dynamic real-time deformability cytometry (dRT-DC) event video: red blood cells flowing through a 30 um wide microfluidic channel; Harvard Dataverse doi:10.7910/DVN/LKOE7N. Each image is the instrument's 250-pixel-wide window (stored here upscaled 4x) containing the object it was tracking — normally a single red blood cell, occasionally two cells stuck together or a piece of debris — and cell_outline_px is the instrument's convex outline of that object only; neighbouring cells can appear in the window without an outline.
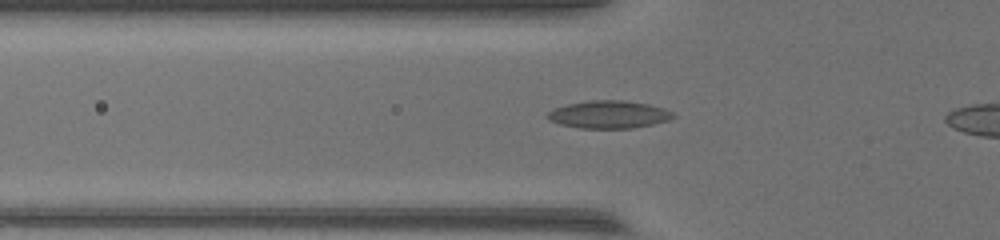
{"species": "common noctule bat (a hibernating species)", "species_latin": "Nyctalus noctula", "temperature_condition": "warm", "stored_images_in_passage": 12, "camera_frame_rate_fps": 3000, "um_per_image_px": 0.085, "animal": {"sex": "female", "body_mass_g": 17.0, "forearm_length_mm": 48.0}, "frame": {"image": 1, "passage_image": 10, "time_ms": 3.0, "image_size_px": [1000, 240], "cell_outline_px": [[676, 116], [668, 120], [652, 124], [632, 128], [580, 128], [560, 124], [548, 120], [544, 116], [552, 108], [568, 104], [592, 100], [624, 100], [648, 104], [664, 108], [676, 112]], "centroid_in_image_um": [51.74, 9.73], "position_along_channel_um": 74.1, "area_um2": 20.4}}